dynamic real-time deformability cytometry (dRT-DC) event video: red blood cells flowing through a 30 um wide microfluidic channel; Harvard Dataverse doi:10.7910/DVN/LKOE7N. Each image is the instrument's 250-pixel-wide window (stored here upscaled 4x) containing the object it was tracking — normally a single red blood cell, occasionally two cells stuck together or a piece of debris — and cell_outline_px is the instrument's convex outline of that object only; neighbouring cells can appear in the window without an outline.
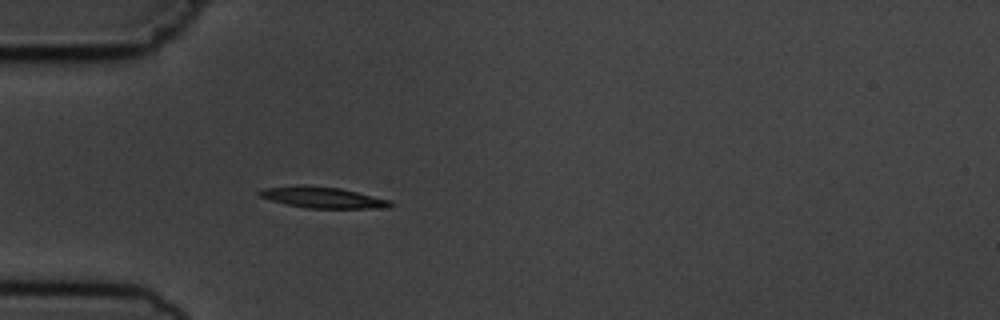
{"species": "common noctule bat (a hibernating species)", "species_latin": "Nyctalus noctula", "temperature_condition": "cold", "stored_images_in_passage": 3, "camera_frame_rate_fps": 3000, "um_per_image_px": 0.085, "animal": {"sex": "male", "body_mass_g": 19.5, "forearm_length_mm": 54.6}, "frame": {"image": 1, "passage_image": 3, "time_ms": 3.333, "image_size_px": [1000, 320], "cell_outline_px": [[392, 204], [380, 208], [308, 208], [288, 204], [272, 200], [260, 196], [256, 192], [264, 188], [296, 184], [304, 184], [340, 188], [392, 200]], "centroid_in_image_um": [27.39, 16.76], "position_along_channel_um": 57.6, "area_um2": 16.07}}